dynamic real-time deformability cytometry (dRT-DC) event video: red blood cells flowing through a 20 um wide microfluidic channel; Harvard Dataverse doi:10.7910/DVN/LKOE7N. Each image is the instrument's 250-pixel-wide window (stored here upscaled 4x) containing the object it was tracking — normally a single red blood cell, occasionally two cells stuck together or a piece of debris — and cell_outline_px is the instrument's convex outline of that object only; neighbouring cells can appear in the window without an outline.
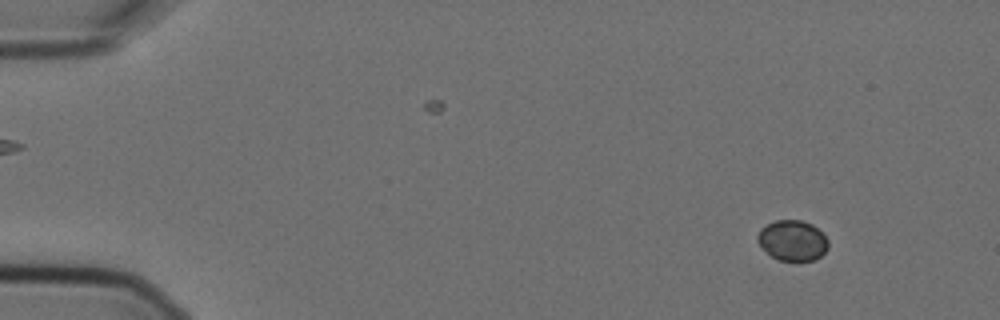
{"species": "Egyptian fruit bat (a non-hibernating species)", "species_latin": "Rousettus aegyptiacus", "temperature_condition": "cold", "stored_images_in_passage": 4, "camera_frame_rate_fps": 3000, "um_per_image_px": 0.085, "animal": {"sex": "female"}, "frame": {"image": 1, "passage_image": 1, "time_ms": 0.0, "image_size_px": [1000, 320], "cell_outline_px": [[828, 248], [820, 256], [812, 260], [780, 260], [772, 256], [756, 240], [756, 236], [760, 228], [776, 220], [800, 220], [812, 224], [828, 240]], "centroid_in_image_um": [67.35, 20.42], "position_along_channel_um": 17.7, "area_um2": 16.36}}
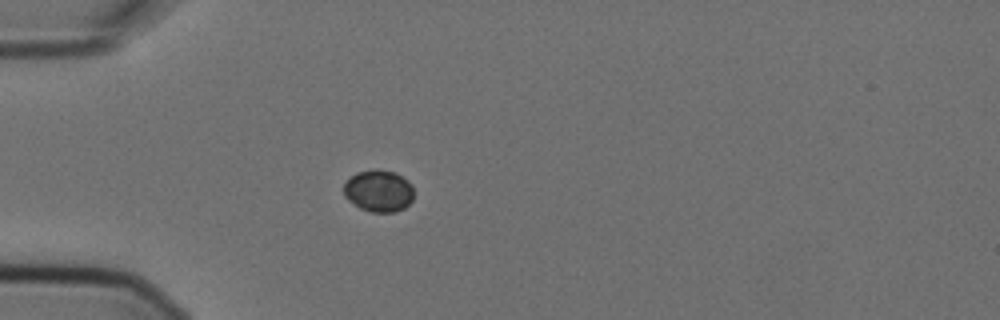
{"frame": {"image": 2, "passage_image": 4, "time_ms": 1.0, "image_size_px": [1000, 320], "cell_outline_px": [[412, 200], [404, 208], [396, 212], [372, 212], [360, 208], [348, 200], [344, 196], [344, 184], [356, 172], [372, 168], [376, 168], [396, 172], [408, 180], [412, 184]], "centroid_in_image_um": [32.19, 16.2], "position_along_channel_um": 52.8, "area_um2": 17.28}}